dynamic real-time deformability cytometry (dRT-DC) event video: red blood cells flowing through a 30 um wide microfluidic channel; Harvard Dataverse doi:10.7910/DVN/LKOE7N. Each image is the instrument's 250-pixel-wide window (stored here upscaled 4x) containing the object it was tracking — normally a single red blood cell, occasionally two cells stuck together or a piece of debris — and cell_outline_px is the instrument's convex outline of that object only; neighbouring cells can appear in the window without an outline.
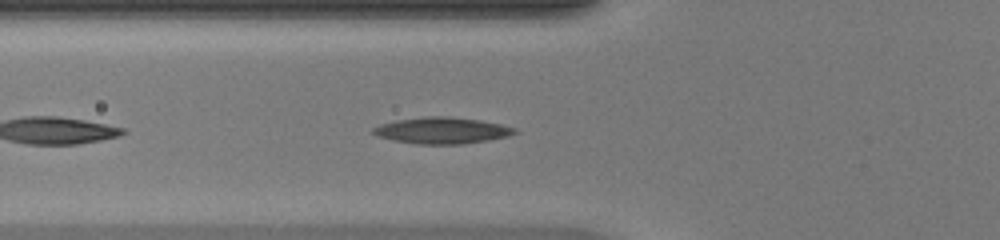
{"species": "common noctule bat (a hibernating species)", "species_latin": "Nyctalus noctula", "temperature_condition": "warm", "stored_images_in_passage": 30, "camera_frame_rate_fps": 3000, "um_per_image_px": 0.085, "animal": {"sex": "female", "body_mass_g": 20.0, "forearm_length_mm": 54.0}, "frame": {"image": 1, "passage_image": 4, "time_ms": 1.0, "image_size_px": [1000, 240], "cell_outline_px": [[516, 132], [508, 136], [488, 140], [464, 144], [420, 144], [392, 140], [380, 136], [372, 132], [372, 128], [380, 124], [396, 120], [424, 116], [448, 116], [480, 120], [500, 124], [516, 128]], "centroid_in_image_um": [37.56, 11.08], "position_along_channel_um": 88.2, "area_um2": 21.68}}
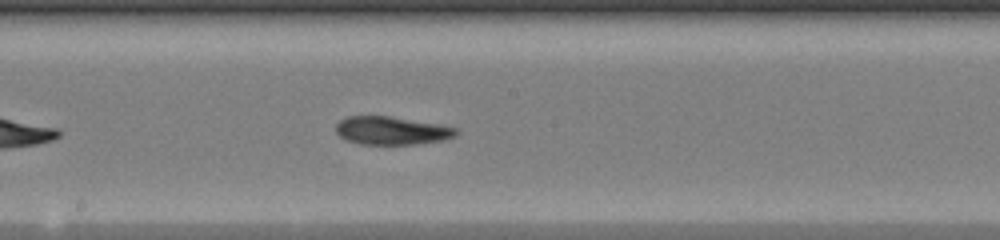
{"frame": {"image": 2, "passage_image": 13, "time_ms": 4.0, "image_size_px": [1000, 240], "cell_outline_px": [[460, 132], [456, 136], [444, 140], [416, 144], [360, 144], [348, 140], [340, 136], [336, 132], [336, 124], [340, 120], [348, 116], [388, 116], [436, 124], [456, 128]], "centroid_in_image_um": [33.29, 11.11], "position_along_channel_um": 214.9, "area_um2": 19.54}}
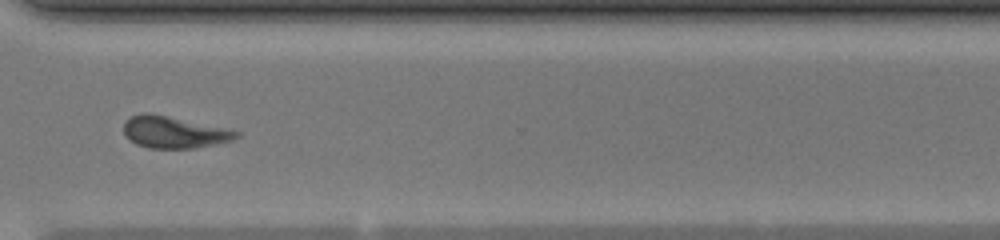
{"frame": {"image": 3, "passage_image": 23, "time_ms": 7.333, "image_size_px": [1000, 240], "cell_outline_px": [[240, 136], [236, 140], [196, 148], [148, 148], [136, 144], [124, 132], [124, 120], [132, 116], [144, 112], [148, 112], [224, 128], [240, 132]], "centroid_in_image_um": [14.81, 11.24], "position_along_channel_um": 355.8, "area_um2": 20.69}, "authors_computed_cell_mechanics": {"area_um2": 20.4901, "velocity_mm_per_s": 4.2148, "shape_relaxation_time_tau1_ms": null, "shape_relaxation_time_tau2_ms": 5.0554, "deformation_change_tau1": null, "deformation_change_tau2": 0.168}}